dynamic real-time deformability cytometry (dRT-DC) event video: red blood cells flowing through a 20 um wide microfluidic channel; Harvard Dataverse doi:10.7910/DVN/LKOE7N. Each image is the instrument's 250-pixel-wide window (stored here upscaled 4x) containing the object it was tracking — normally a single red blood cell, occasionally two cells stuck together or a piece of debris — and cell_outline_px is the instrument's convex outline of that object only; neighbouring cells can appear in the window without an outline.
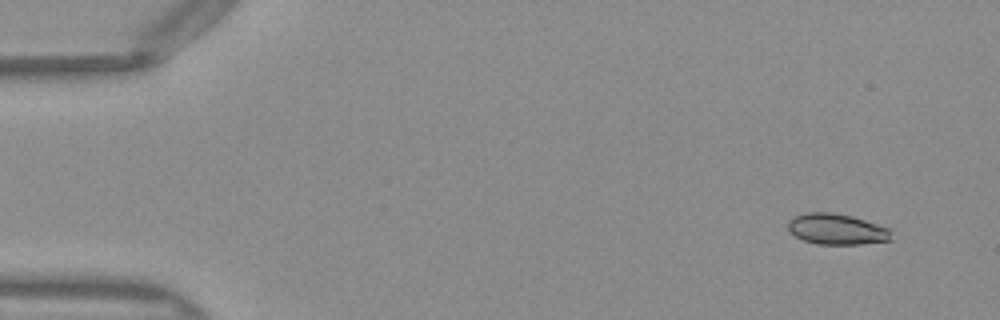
{"species": "Egyptian fruit bat (a non-hibernating species)", "species_latin": "Rousettus aegyptiacus", "temperature_condition": "warm", "stored_images_in_passage": 47, "camera_frame_rate_fps": 3000, "um_per_image_px": 0.085, "frame": {"image": 1, "passage_image": 1, "time_ms": 0.0, "image_size_px": [1000, 320], "cell_outline_px": [[892, 240], [860, 244], [816, 244], [804, 240], [796, 236], [788, 228], [788, 220], [796, 216], [808, 212], [828, 212], [852, 216], [888, 228]], "centroid_in_image_um": [71.11, 19.48], "position_along_channel_um": 13.9, "area_um2": 18.26}}
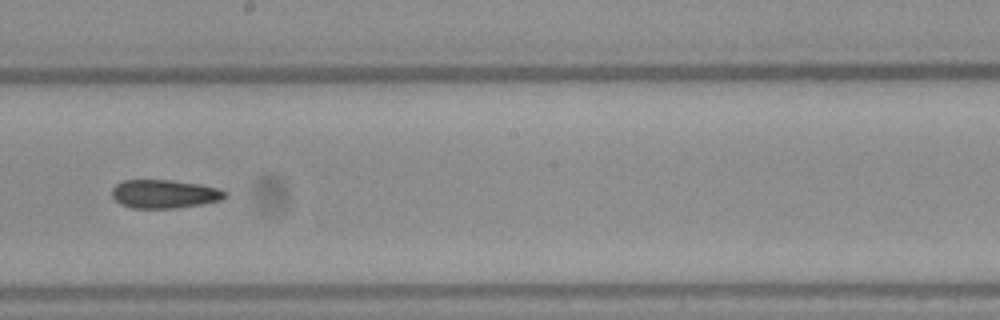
{"frame": {"image": 2, "passage_image": 26, "time_ms": 8.333, "image_size_px": [1000, 320], "cell_outline_px": [[228, 196], [220, 200], [200, 204], [172, 208], [132, 208], [120, 204], [112, 196], [112, 188], [116, 184], [124, 180], [172, 180], [200, 184], [220, 188], [228, 192]], "centroid_in_image_um": [13.99, 16.48], "position_along_channel_um": 234.2, "area_um2": 18.84}}
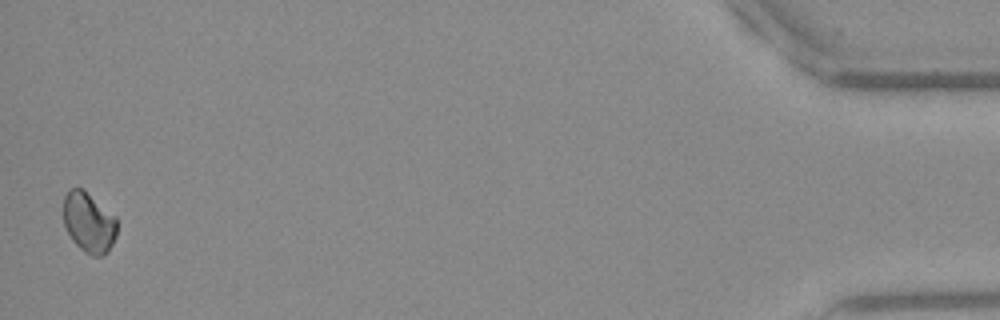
{"frame": {"image": 3, "passage_image": 47, "time_ms": 15.333, "image_size_px": [1000, 320], "cell_outline_px": [[116, 236], [108, 252], [100, 256], [92, 256], [84, 252], [72, 240], [64, 224], [64, 196], [72, 188], [80, 188], [116, 216]], "centroid_in_image_um": [7.56, 18.94], "position_along_channel_um": 427.6, "area_um2": 18.5}, "authors_computed_cell_mechanics": {"area_um2": 18.9584, "velocity_mm_per_s": 4.0481, "shape_relaxation_time_tau1_ms": null, "shape_relaxation_time_tau2_ms": 5.6025, "deformation_change_tau1": null, "deformation_change_tau2": 0.055}}